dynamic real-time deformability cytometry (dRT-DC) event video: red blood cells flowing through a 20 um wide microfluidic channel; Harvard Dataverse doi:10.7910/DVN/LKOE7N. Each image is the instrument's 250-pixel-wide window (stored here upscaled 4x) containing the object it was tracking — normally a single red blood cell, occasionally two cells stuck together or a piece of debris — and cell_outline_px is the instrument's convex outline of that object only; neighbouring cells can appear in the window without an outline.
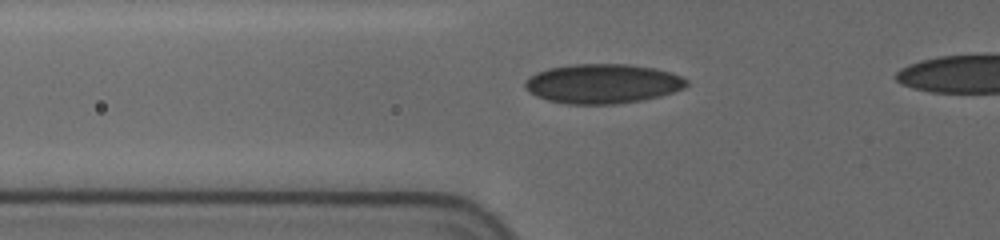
{"species": "human", "species_latin": "Homo sapiens", "temperature_condition": "cold", "stored_images_in_passage": 4, "segment_of_instrument_passage": [1, 2], "camera_frame_rate_fps": 3000, "um_per_image_px": 0.085, "donor": {"sex": "female"}, "frame": {"image": 1, "passage_image": 2, "time_ms": 0.667, "image_size_px": [1000, 240], "cell_outline_px": [[688, 84], [684, 88], [660, 96], [640, 100], [616, 104], [568, 104], [548, 100], [536, 96], [524, 88], [524, 80], [536, 72], [548, 68], [572, 64], [628, 64], [656, 68], [672, 72], [688, 80]], "centroid_in_image_um": [51.21, 7.1], "position_along_channel_um": 74.6, "area_um2": 37.34}}